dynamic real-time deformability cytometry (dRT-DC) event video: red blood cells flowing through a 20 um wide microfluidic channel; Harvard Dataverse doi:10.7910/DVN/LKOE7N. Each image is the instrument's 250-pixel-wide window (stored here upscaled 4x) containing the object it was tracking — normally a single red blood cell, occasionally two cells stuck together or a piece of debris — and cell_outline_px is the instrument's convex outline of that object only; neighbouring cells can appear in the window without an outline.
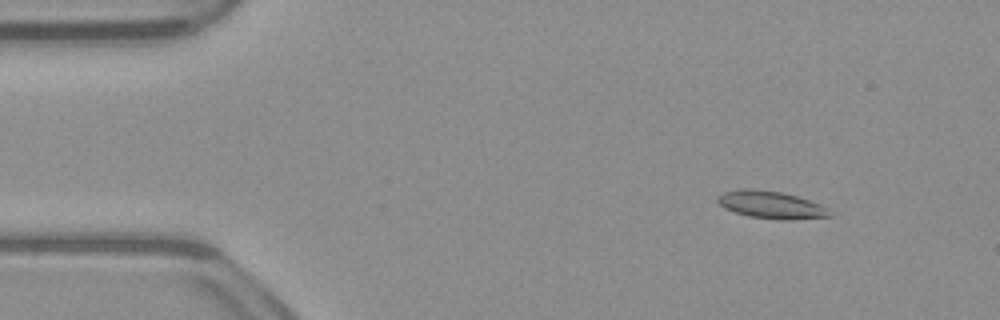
{"species": "common noctule bat (a hibernating species)", "species_latin": "Nyctalus noctula", "temperature_condition": "warm", "stored_images_in_passage": 51, "camera_frame_rate_fps": 3000, "um_per_image_px": 0.085, "animal": {"sex": "male", "body_mass_g": 23.1, "forearm_length_mm": 52.7}, "frame": {"image": 1, "passage_image": 5, "time_ms": 1.333, "image_size_px": [1000, 320], "cell_outline_px": [[832, 216], [792, 220], [780, 220], [748, 216], [724, 208], [716, 200], [716, 196], [724, 192], [740, 188], [752, 188], [780, 192], [796, 196], [820, 204], [828, 208]], "centroid_in_image_um": [65.52, 17.41], "position_along_channel_um": 19.5, "area_um2": 17.98}}
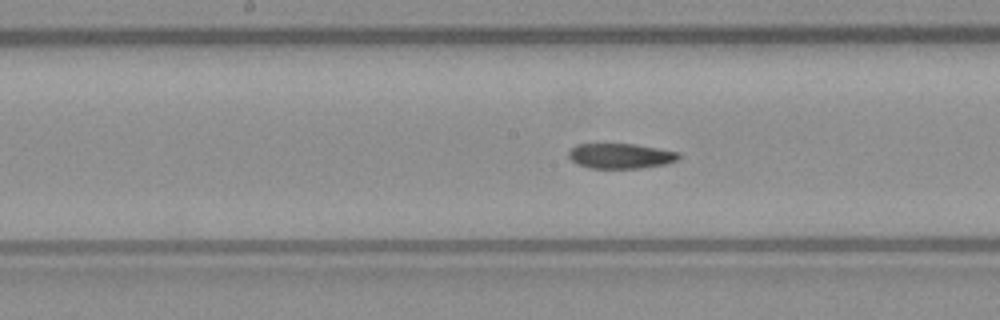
{"frame": {"image": 2, "passage_image": 25, "time_ms": 8.0, "image_size_px": [1000, 320], "cell_outline_px": [[680, 156], [676, 160], [664, 164], [640, 168], [588, 168], [576, 164], [568, 156], [568, 148], [576, 144], [636, 144], [680, 152]], "centroid_in_image_um": [52.7, 13.25], "position_along_channel_um": 195.5, "area_um2": 16.24}}
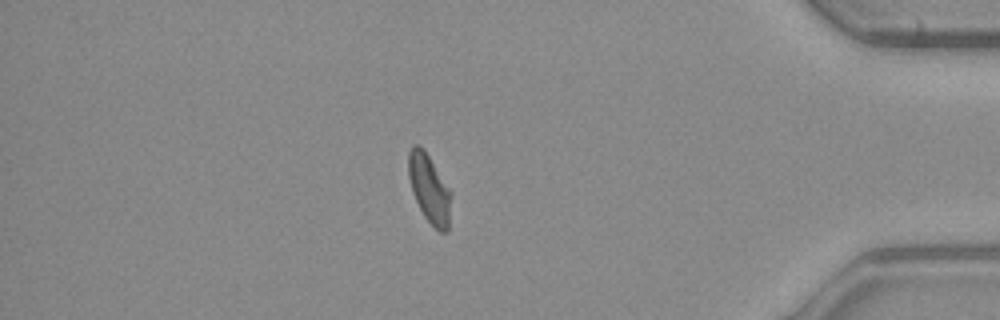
{"frame": {"image": 3, "passage_image": 44, "time_ms": 14.333, "image_size_px": [1000, 320], "cell_outline_px": [[452, 196], [448, 232], [440, 232], [424, 216], [412, 192], [408, 176], [408, 152], [412, 144], [416, 144], [424, 148], [452, 192]], "centroid_in_image_um": [36.5, 16.01], "position_along_channel_um": 398.7, "area_um2": 17.22}, "authors_computed_cell_mechanics": {"area_um2": 17.2244, "velocity_mm_per_s": 3.8837, "shape_relaxation_time_tau1_ms": null, "shape_relaxation_time_tau2_ms": 6.0938, "deformation_change_tau1": null, "deformation_change_tau2": 0.1189}}